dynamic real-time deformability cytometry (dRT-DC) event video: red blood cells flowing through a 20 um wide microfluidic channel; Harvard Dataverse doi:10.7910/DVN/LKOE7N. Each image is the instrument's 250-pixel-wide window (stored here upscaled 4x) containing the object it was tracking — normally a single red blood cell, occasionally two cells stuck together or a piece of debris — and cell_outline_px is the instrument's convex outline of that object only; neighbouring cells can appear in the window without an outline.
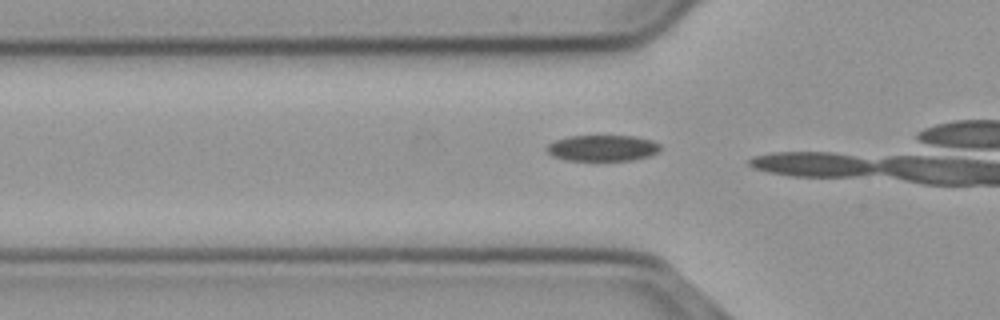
{"species": "common noctule bat (a hibernating species)", "species_latin": "Nyctalus noctula", "temperature_condition": "cold", "stored_images_in_passage": 8, "camera_frame_rate_fps": 3000, "um_per_image_px": 0.085, "animal": {"sex": "male", "body_mass_g": 23.1, "forearm_length_mm": 52.7}, "frame": {"image": 1, "passage_image": 7, "time_ms": 2.0, "image_size_px": [1000, 320], "cell_outline_px": [[660, 148], [656, 152], [648, 156], [632, 160], [564, 160], [552, 156], [544, 148], [548, 144], [556, 140], [568, 136], [636, 136], [652, 140], [660, 144]], "centroid_in_image_um": [51.18, 12.58], "position_along_channel_um": 74.6, "area_um2": 17.22}}